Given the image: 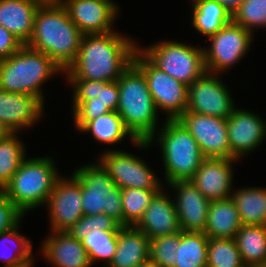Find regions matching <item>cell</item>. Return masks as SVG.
Returning a JSON list of instances; mask_svg holds the SVG:
<instances>
[{
	"mask_svg": "<svg viewBox=\"0 0 266 267\" xmlns=\"http://www.w3.org/2000/svg\"><path fill=\"white\" fill-rule=\"evenodd\" d=\"M59 71L64 70L48 55L23 45L0 60V89L35 96L44 104L41 85Z\"/></svg>",
	"mask_w": 266,
	"mask_h": 267,
	"instance_id": "obj_4",
	"label": "cell"
},
{
	"mask_svg": "<svg viewBox=\"0 0 266 267\" xmlns=\"http://www.w3.org/2000/svg\"><path fill=\"white\" fill-rule=\"evenodd\" d=\"M83 35L114 31L118 7L112 0H59Z\"/></svg>",
	"mask_w": 266,
	"mask_h": 267,
	"instance_id": "obj_15",
	"label": "cell"
},
{
	"mask_svg": "<svg viewBox=\"0 0 266 267\" xmlns=\"http://www.w3.org/2000/svg\"><path fill=\"white\" fill-rule=\"evenodd\" d=\"M32 263H33V261H28V262H25V263H22L20 265L13 266V267H33V264Z\"/></svg>",
	"mask_w": 266,
	"mask_h": 267,
	"instance_id": "obj_45",
	"label": "cell"
},
{
	"mask_svg": "<svg viewBox=\"0 0 266 267\" xmlns=\"http://www.w3.org/2000/svg\"><path fill=\"white\" fill-rule=\"evenodd\" d=\"M81 241L88 252L91 265L95 260H104L109 265L117 247L118 231L68 232Z\"/></svg>",
	"mask_w": 266,
	"mask_h": 267,
	"instance_id": "obj_30",
	"label": "cell"
},
{
	"mask_svg": "<svg viewBox=\"0 0 266 267\" xmlns=\"http://www.w3.org/2000/svg\"><path fill=\"white\" fill-rule=\"evenodd\" d=\"M39 0H0V25L25 45L33 33Z\"/></svg>",
	"mask_w": 266,
	"mask_h": 267,
	"instance_id": "obj_22",
	"label": "cell"
},
{
	"mask_svg": "<svg viewBox=\"0 0 266 267\" xmlns=\"http://www.w3.org/2000/svg\"><path fill=\"white\" fill-rule=\"evenodd\" d=\"M43 110L44 104L35 96L0 89V123L8 133L32 126Z\"/></svg>",
	"mask_w": 266,
	"mask_h": 267,
	"instance_id": "obj_18",
	"label": "cell"
},
{
	"mask_svg": "<svg viewBox=\"0 0 266 267\" xmlns=\"http://www.w3.org/2000/svg\"><path fill=\"white\" fill-rule=\"evenodd\" d=\"M159 191L136 188L121 189L123 226H135Z\"/></svg>",
	"mask_w": 266,
	"mask_h": 267,
	"instance_id": "obj_33",
	"label": "cell"
},
{
	"mask_svg": "<svg viewBox=\"0 0 266 267\" xmlns=\"http://www.w3.org/2000/svg\"><path fill=\"white\" fill-rule=\"evenodd\" d=\"M242 267H259V266H255V265H243Z\"/></svg>",
	"mask_w": 266,
	"mask_h": 267,
	"instance_id": "obj_48",
	"label": "cell"
},
{
	"mask_svg": "<svg viewBox=\"0 0 266 267\" xmlns=\"http://www.w3.org/2000/svg\"><path fill=\"white\" fill-rule=\"evenodd\" d=\"M208 240L203 232L180 231L175 267H207Z\"/></svg>",
	"mask_w": 266,
	"mask_h": 267,
	"instance_id": "obj_29",
	"label": "cell"
},
{
	"mask_svg": "<svg viewBox=\"0 0 266 267\" xmlns=\"http://www.w3.org/2000/svg\"><path fill=\"white\" fill-rule=\"evenodd\" d=\"M23 45L20 39L0 25V60L10 57Z\"/></svg>",
	"mask_w": 266,
	"mask_h": 267,
	"instance_id": "obj_42",
	"label": "cell"
},
{
	"mask_svg": "<svg viewBox=\"0 0 266 267\" xmlns=\"http://www.w3.org/2000/svg\"><path fill=\"white\" fill-rule=\"evenodd\" d=\"M227 133L231 159H239L265 140L266 123L250 111L234 108L227 118Z\"/></svg>",
	"mask_w": 266,
	"mask_h": 267,
	"instance_id": "obj_16",
	"label": "cell"
},
{
	"mask_svg": "<svg viewBox=\"0 0 266 267\" xmlns=\"http://www.w3.org/2000/svg\"><path fill=\"white\" fill-rule=\"evenodd\" d=\"M238 159L205 158L190 181L210 201L231 197L232 164Z\"/></svg>",
	"mask_w": 266,
	"mask_h": 267,
	"instance_id": "obj_19",
	"label": "cell"
},
{
	"mask_svg": "<svg viewBox=\"0 0 266 267\" xmlns=\"http://www.w3.org/2000/svg\"><path fill=\"white\" fill-rule=\"evenodd\" d=\"M43 242L45 258L55 267H91L88 252L81 241L67 231H52Z\"/></svg>",
	"mask_w": 266,
	"mask_h": 267,
	"instance_id": "obj_21",
	"label": "cell"
},
{
	"mask_svg": "<svg viewBox=\"0 0 266 267\" xmlns=\"http://www.w3.org/2000/svg\"><path fill=\"white\" fill-rule=\"evenodd\" d=\"M81 201V182L73 174L60 177L46 203L52 231H67L82 218Z\"/></svg>",
	"mask_w": 266,
	"mask_h": 267,
	"instance_id": "obj_14",
	"label": "cell"
},
{
	"mask_svg": "<svg viewBox=\"0 0 266 267\" xmlns=\"http://www.w3.org/2000/svg\"><path fill=\"white\" fill-rule=\"evenodd\" d=\"M24 214L0 190V233L15 227Z\"/></svg>",
	"mask_w": 266,
	"mask_h": 267,
	"instance_id": "obj_40",
	"label": "cell"
},
{
	"mask_svg": "<svg viewBox=\"0 0 266 267\" xmlns=\"http://www.w3.org/2000/svg\"><path fill=\"white\" fill-rule=\"evenodd\" d=\"M244 262L234 238H209L207 267H242Z\"/></svg>",
	"mask_w": 266,
	"mask_h": 267,
	"instance_id": "obj_34",
	"label": "cell"
},
{
	"mask_svg": "<svg viewBox=\"0 0 266 267\" xmlns=\"http://www.w3.org/2000/svg\"><path fill=\"white\" fill-rule=\"evenodd\" d=\"M18 230L19 224L8 231L0 233V247L2 248V250L0 249V259L6 263L4 267H13L28 261H33L32 243L26 237L20 235ZM11 246L12 248L16 246L15 248L17 249H13L14 253L8 254L7 252H10L8 250H11Z\"/></svg>",
	"mask_w": 266,
	"mask_h": 267,
	"instance_id": "obj_32",
	"label": "cell"
},
{
	"mask_svg": "<svg viewBox=\"0 0 266 267\" xmlns=\"http://www.w3.org/2000/svg\"><path fill=\"white\" fill-rule=\"evenodd\" d=\"M94 100H100L110 111H116L119 104L118 80L113 82L99 81L98 97Z\"/></svg>",
	"mask_w": 266,
	"mask_h": 267,
	"instance_id": "obj_41",
	"label": "cell"
},
{
	"mask_svg": "<svg viewBox=\"0 0 266 267\" xmlns=\"http://www.w3.org/2000/svg\"><path fill=\"white\" fill-rule=\"evenodd\" d=\"M17 134L7 133L0 138V190L10 182L26 157L24 144Z\"/></svg>",
	"mask_w": 266,
	"mask_h": 267,
	"instance_id": "obj_31",
	"label": "cell"
},
{
	"mask_svg": "<svg viewBox=\"0 0 266 267\" xmlns=\"http://www.w3.org/2000/svg\"><path fill=\"white\" fill-rule=\"evenodd\" d=\"M39 1H41L42 3H52V2L59 1V0H39Z\"/></svg>",
	"mask_w": 266,
	"mask_h": 267,
	"instance_id": "obj_47",
	"label": "cell"
},
{
	"mask_svg": "<svg viewBox=\"0 0 266 267\" xmlns=\"http://www.w3.org/2000/svg\"><path fill=\"white\" fill-rule=\"evenodd\" d=\"M8 132L5 130V128L0 123V138L5 136Z\"/></svg>",
	"mask_w": 266,
	"mask_h": 267,
	"instance_id": "obj_46",
	"label": "cell"
},
{
	"mask_svg": "<svg viewBox=\"0 0 266 267\" xmlns=\"http://www.w3.org/2000/svg\"><path fill=\"white\" fill-rule=\"evenodd\" d=\"M73 84V112L85 101L98 97L99 81L87 79H67Z\"/></svg>",
	"mask_w": 266,
	"mask_h": 267,
	"instance_id": "obj_39",
	"label": "cell"
},
{
	"mask_svg": "<svg viewBox=\"0 0 266 267\" xmlns=\"http://www.w3.org/2000/svg\"><path fill=\"white\" fill-rule=\"evenodd\" d=\"M232 21L252 33L253 27H266V0H243L233 12Z\"/></svg>",
	"mask_w": 266,
	"mask_h": 267,
	"instance_id": "obj_35",
	"label": "cell"
},
{
	"mask_svg": "<svg viewBox=\"0 0 266 267\" xmlns=\"http://www.w3.org/2000/svg\"><path fill=\"white\" fill-rule=\"evenodd\" d=\"M223 7L233 14V12L240 6L243 0H217Z\"/></svg>",
	"mask_w": 266,
	"mask_h": 267,
	"instance_id": "obj_43",
	"label": "cell"
},
{
	"mask_svg": "<svg viewBox=\"0 0 266 267\" xmlns=\"http://www.w3.org/2000/svg\"><path fill=\"white\" fill-rule=\"evenodd\" d=\"M82 36L60 1L42 3L35 13L32 36L25 45L45 53L65 71L77 58Z\"/></svg>",
	"mask_w": 266,
	"mask_h": 267,
	"instance_id": "obj_2",
	"label": "cell"
},
{
	"mask_svg": "<svg viewBox=\"0 0 266 267\" xmlns=\"http://www.w3.org/2000/svg\"><path fill=\"white\" fill-rule=\"evenodd\" d=\"M208 39L211 46L203 49L205 68L207 73L217 75L247 54L253 33L231 21Z\"/></svg>",
	"mask_w": 266,
	"mask_h": 267,
	"instance_id": "obj_10",
	"label": "cell"
},
{
	"mask_svg": "<svg viewBox=\"0 0 266 267\" xmlns=\"http://www.w3.org/2000/svg\"><path fill=\"white\" fill-rule=\"evenodd\" d=\"M150 239L135 226H122L109 267H136L149 260Z\"/></svg>",
	"mask_w": 266,
	"mask_h": 267,
	"instance_id": "obj_23",
	"label": "cell"
},
{
	"mask_svg": "<svg viewBox=\"0 0 266 267\" xmlns=\"http://www.w3.org/2000/svg\"><path fill=\"white\" fill-rule=\"evenodd\" d=\"M232 190L233 199L243 225H266V188L250 187Z\"/></svg>",
	"mask_w": 266,
	"mask_h": 267,
	"instance_id": "obj_28",
	"label": "cell"
},
{
	"mask_svg": "<svg viewBox=\"0 0 266 267\" xmlns=\"http://www.w3.org/2000/svg\"><path fill=\"white\" fill-rule=\"evenodd\" d=\"M133 63L145 75L157 111H166L168 120L178 119L187 110L188 86L159 70L138 49Z\"/></svg>",
	"mask_w": 266,
	"mask_h": 267,
	"instance_id": "obj_9",
	"label": "cell"
},
{
	"mask_svg": "<svg viewBox=\"0 0 266 267\" xmlns=\"http://www.w3.org/2000/svg\"><path fill=\"white\" fill-rule=\"evenodd\" d=\"M101 165L121 189L161 190V182L145 161L119 150H109L100 156Z\"/></svg>",
	"mask_w": 266,
	"mask_h": 267,
	"instance_id": "obj_11",
	"label": "cell"
},
{
	"mask_svg": "<svg viewBox=\"0 0 266 267\" xmlns=\"http://www.w3.org/2000/svg\"><path fill=\"white\" fill-rule=\"evenodd\" d=\"M168 184L173 191L176 190L174 204L181 231L204 232L211 201L190 180H178Z\"/></svg>",
	"mask_w": 266,
	"mask_h": 267,
	"instance_id": "obj_17",
	"label": "cell"
},
{
	"mask_svg": "<svg viewBox=\"0 0 266 267\" xmlns=\"http://www.w3.org/2000/svg\"><path fill=\"white\" fill-rule=\"evenodd\" d=\"M50 157L24 158L10 182L2 190L25 215L47 203L56 181L61 177Z\"/></svg>",
	"mask_w": 266,
	"mask_h": 267,
	"instance_id": "obj_5",
	"label": "cell"
},
{
	"mask_svg": "<svg viewBox=\"0 0 266 267\" xmlns=\"http://www.w3.org/2000/svg\"><path fill=\"white\" fill-rule=\"evenodd\" d=\"M234 101L218 75L205 73L188 86L189 112L227 119L234 110Z\"/></svg>",
	"mask_w": 266,
	"mask_h": 267,
	"instance_id": "obj_13",
	"label": "cell"
},
{
	"mask_svg": "<svg viewBox=\"0 0 266 267\" xmlns=\"http://www.w3.org/2000/svg\"><path fill=\"white\" fill-rule=\"evenodd\" d=\"M234 240L245 265L266 267V225H242Z\"/></svg>",
	"mask_w": 266,
	"mask_h": 267,
	"instance_id": "obj_27",
	"label": "cell"
},
{
	"mask_svg": "<svg viewBox=\"0 0 266 267\" xmlns=\"http://www.w3.org/2000/svg\"><path fill=\"white\" fill-rule=\"evenodd\" d=\"M193 1V27L209 38L232 21V14L217 0Z\"/></svg>",
	"mask_w": 266,
	"mask_h": 267,
	"instance_id": "obj_26",
	"label": "cell"
},
{
	"mask_svg": "<svg viewBox=\"0 0 266 267\" xmlns=\"http://www.w3.org/2000/svg\"><path fill=\"white\" fill-rule=\"evenodd\" d=\"M174 199L170 200L162 189L154 196L135 227L149 239L173 235L181 231Z\"/></svg>",
	"mask_w": 266,
	"mask_h": 267,
	"instance_id": "obj_20",
	"label": "cell"
},
{
	"mask_svg": "<svg viewBox=\"0 0 266 267\" xmlns=\"http://www.w3.org/2000/svg\"><path fill=\"white\" fill-rule=\"evenodd\" d=\"M108 112L110 110L100 100H87L73 112L75 126L80 131L89 121Z\"/></svg>",
	"mask_w": 266,
	"mask_h": 267,
	"instance_id": "obj_38",
	"label": "cell"
},
{
	"mask_svg": "<svg viewBox=\"0 0 266 267\" xmlns=\"http://www.w3.org/2000/svg\"><path fill=\"white\" fill-rule=\"evenodd\" d=\"M136 267H157L153 262H151L150 260H148L145 263H142Z\"/></svg>",
	"mask_w": 266,
	"mask_h": 267,
	"instance_id": "obj_44",
	"label": "cell"
},
{
	"mask_svg": "<svg viewBox=\"0 0 266 267\" xmlns=\"http://www.w3.org/2000/svg\"><path fill=\"white\" fill-rule=\"evenodd\" d=\"M73 175L81 182L84 215L104 213L123 226L121 188L115 185L101 163L81 166Z\"/></svg>",
	"mask_w": 266,
	"mask_h": 267,
	"instance_id": "obj_7",
	"label": "cell"
},
{
	"mask_svg": "<svg viewBox=\"0 0 266 267\" xmlns=\"http://www.w3.org/2000/svg\"><path fill=\"white\" fill-rule=\"evenodd\" d=\"M119 104L116 112L137 141H154L157 109L143 72L132 62L118 79ZM153 140V141H152Z\"/></svg>",
	"mask_w": 266,
	"mask_h": 267,
	"instance_id": "obj_3",
	"label": "cell"
},
{
	"mask_svg": "<svg viewBox=\"0 0 266 267\" xmlns=\"http://www.w3.org/2000/svg\"><path fill=\"white\" fill-rule=\"evenodd\" d=\"M80 131L90 132L94 139L104 144L119 143L127 135L138 148H148V141H137L127 130L120 115L116 111H110L98 118L89 121Z\"/></svg>",
	"mask_w": 266,
	"mask_h": 267,
	"instance_id": "obj_25",
	"label": "cell"
},
{
	"mask_svg": "<svg viewBox=\"0 0 266 267\" xmlns=\"http://www.w3.org/2000/svg\"><path fill=\"white\" fill-rule=\"evenodd\" d=\"M138 50L159 70L187 86L207 72L203 48L164 41Z\"/></svg>",
	"mask_w": 266,
	"mask_h": 267,
	"instance_id": "obj_8",
	"label": "cell"
},
{
	"mask_svg": "<svg viewBox=\"0 0 266 267\" xmlns=\"http://www.w3.org/2000/svg\"><path fill=\"white\" fill-rule=\"evenodd\" d=\"M240 216L231 197L210 202L203 233L208 238H234L242 227Z\"/></svg>",
	"mask_w": 266,
	"mask_h": 267,
	"instance_id": "obj_24",
	"label": "cell"
},
{
	"mask_svg": "<svg viewBox=\"0 0 266 267\" xmlns=\"http://www.w3.org/2000/svg\"><path fill=\"white\" fill-rule=\"evenodd\" d=\"M157 137L161 145L166 182L190 180L206 158L197 141L177 120H166Z\"/></svg>",
	"mask_w": 266,
	"mask_h": 267,
	"instance_id": "obj_6",
	"label": "cell"
},
{
	"mask_svg": "<svg viewBox=\"0 0 266 267\" xmlns=\"http://www.w3.org/2000/svg\"><path fill=\"white\" fill-rule=\"evenodd\" d=\"M136 44L113 31L83 35L77 58L64 71L66 79L117 81L133 62Z\"/></svg>",
	"mask_w": 266,
	"mask_h": 267,
	"instance_id": "obj_1",
	"label": "cell"
},
{
	"mask_svg": "<svg viewBox=\"0 0 266 267\" xmlns=\"http://www.w3.org/2000/svg\"><path fill=\"white\" fill-rule=\"evenodd\" d=\"M122 226L104 213L83 215L67 232L119 231Z\"/></svg>",
	"mask_w": 266,
	"mask_h": 267,
	"instance_id": "obj_37",
	"label": "cell"
},
{
	"mask_svg": "<svg viewBox=\"0 0 266 267\" xmlns=\"http://www.w3.org/2000/svg\"><path fill=\"white\" fill-rule=\"evenodd\" d=\"M177 120L194 137L206 158H231L227 119L185 111Z\"/></svg>",
	"mask_w": 266,
	"mask_h": 267,
	"instance_id": "obj_12",
	"label": "cell"
},
{
	"mask_svg": "<svg viewBox=\"0 0 266 267\" xmlns=\"http://www.w3.org/2000/svg\"><path fill=\"white\" fill-rule=\"evenodd\" d=\"M180 232L150 239L149 260L157 267H175Z\"/></svg>",
	"mask_w": 266,
	"mask_h": 267,
	"instance_id": "obj_36",
	"label": "cell"
}]
</instances>
